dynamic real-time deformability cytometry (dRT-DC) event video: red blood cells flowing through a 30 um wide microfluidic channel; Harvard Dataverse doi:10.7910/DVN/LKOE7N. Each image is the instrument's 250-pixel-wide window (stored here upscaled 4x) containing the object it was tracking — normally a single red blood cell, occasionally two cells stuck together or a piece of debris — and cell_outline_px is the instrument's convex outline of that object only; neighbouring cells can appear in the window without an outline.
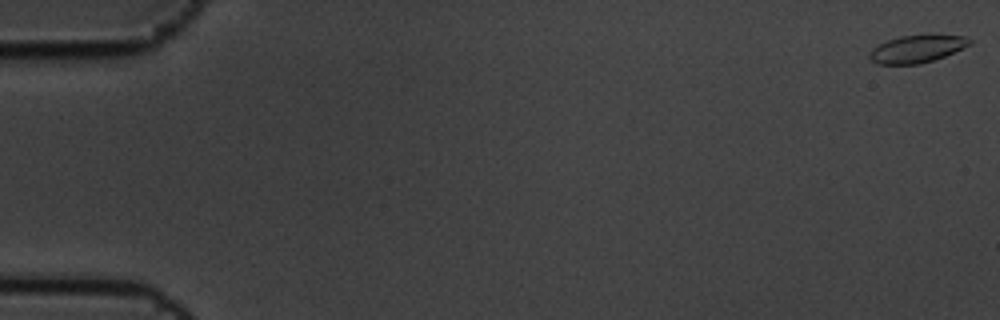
{"species": "common noctule bat (a hibernating species)", "species_latin": "Nyctalus noctula", "temperature_condition": "cold", "stored_images_in_passage": 4, "camera_frame_rate_fps": 3000, "um_per_image_px": 0.085, "animal": {"sex": "male", "body_mass_g": 19.5, "forearm_length_mm": 54.6}, "frame": {"image": 1, "passage_image": 1, "time_ms": 0.0, "image_size_px": [1000, 320], "cell_outline_px": [[972, 44], [944, 56], [920, 64], [876, 64], [868, 56], [872, 48], [888, 40], [900, 36], [964, 36], [972, 40]], "centroid_in_image_um": [77.91, 4.17], "position_along_channel_um": 7.1, "area_um2": 15.61}}